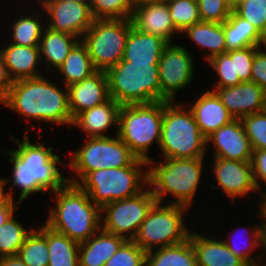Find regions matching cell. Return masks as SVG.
I'll list each match as a JSON object with an SVG mask.
<instances>
[{"mask_svg": "<svg viewBox=\"0 0 266 266\" xmlns=\"http://www.w3.org/2000/svg\"><path fill=\"white\" fill-rule=\"evenodd\" d=\"M19 203H15L10 198H7L0 204V227L14 214L15 209L18 208Z\"/></svg>", "mask_w": 266, "mask_h": 266, "instance_id": "obj_47", "label": "cell"}, {"mask_svg": "<svg viewBox=\"0 0 266 266\" xmlns=\"http://www.w3.org/2000/svg\"><path fill=\"white\" fill-rule=\"evenodd\" d=\"M57 70L62 76L64 75L65 80L63 82L65 87L81 82L97 71L82 40L72 48L63 64Z\"/></svg>", "mask_w": 266, "mask_h": 266, "instance_id": "obj_29", "label": "cell"}, {"mask_svg": "<svg viewBox=\"0 0 266 266\" xmlns=\"http://www.w3.org/2000/svg\"><path fill=\"white\" fill-rule=\"evenodd\" d=\"M106 75L110 97L120 105L161 101L158 64L120 60Z\"/></svg>", "mask_w": 266, "mask_h": 266, "instance_id": "obj_7", "label": "cell"}, {"mask_svg": "<svg viewBox=\"0 0 266 266\" xmlns=\"http://www.w3.org/2000/svg\"><path fill=\"white\" fill-rule=\"evenodd\" d=\"M98 232L79 244V266H104L127 240L102 228Z\"/></svg>", "mask_w": 266, "mask_h": 266, "instance_id": "obj_24", "label": "cell"}, {"mask_svg": "<svg viewBox=\"0 0 266 266\" xmlns=\"http://www.w3.org/2000/svg\"><path fill=\"white\" fill-rule=\"evenodd\" d=\"M109 86L106 72L96 71L81 82L68 87L69 109L74 119L79 113L109 100Z\"/></svg>", "mask_w": 266, "mask_h": 266, "instance_id": "obj_19", "label": "cell"}, {"mask_svg": "<svg viewBox=\"0 0 266 266\" xmlns=\"http://www.w3.org/2000/svg\"><path fill=\"white\" fill-rule=\"evenodd\" d=\"M253 150L266 149V109L241 119Z\"/></svg>", "mask_w": 266, "mask_h": 266, "instance_id": "obj_39", "label": "cell"}, {"mask_svg": "<svg viewBox=\"0 0 266 266\" xmlns=\"http://www.w3.org/2000/svg\"><path fill=\"white\" fill-rule=\"evenodd\" d=\"M13 80L10 78L2 54L0 53V104L6 101Z\"/></svg>", "mask_w": 266, "mask_h": 266, "instance_id": "obj_46", "label": "cell"}, {"mask_svg": "<svg viewBox=\"0 0 266 266\" xmlns=\"http://www.w3.org/2000/svg\"><path fill=\"white\" fill-rule=\"evenodd\" d=\"M260 47L262 46H251L226 52L231 59H234L235 78H239L242 82L250 81L254 56Z\"/></svg>", "mask_w": 266, "mask_h": 266, "instance_id": "obj_42", "label": "cell"}, {"mask_svg": "<svg viewBox=\"0 0 266 266\" xmlns=\"http://www.w3.org/2000/svg\"><path fill=\"white\" fill-rule=\"evenodd\" d=\"M168 44L160 36L139 32L131 27L122 60L132 63L159 64L163 50Z\"/></svg>", "mask_w": 266, "mask_h": 266, "instance_id": "obj_22", "label": "cell"}, {"mask_svg": "<svg viewBox=\"0 0 266 266\" xmlns=\"http://www.w3.org/2000/svg\"><path fill=\"white\" fill-rule=\"evenodd\" d=\"M49 16L46 26L51 30L82 37L93 24L89 1L40 0Z\"/></svg>", "mask_w": 266, "mask_h": 266, "instance_id": "obj_14", "label": "cell"}, {"mask_svg": "<svg viewBox=\"0 0 266 266\" xmlns=\"http://www.w3.org/2000/svg\"><path fill=\"white\" fill-rule=\"evenodd\" d=\"M10 78L15 80L42 76L36 67L41 63L40 48L10 43L0 50Z\"/></svg>", "mask_w": 266, "mask_h": 266, "instance_id": "obj_25", "label": "cell"}, {"mask_svg": "<svg viewBox=\"0 0 266 266\" xmlns=\"http://www.w3.org/2000/svg\"><path fill=\"white\" fill-rule=\"evenodd\" d=\"M130 19H94L81 40L97 71L106 72L122 60Z\"/></svg>", "mask_w": 266, "mask_h": 266, "instance_id": "obj_11", "label": "cell"}, {"mask_svg": "<svg viewBox=\"0 0 266 266\" xmlns=\"http://www.w3.org/2000/svg\"><path fill=\"white\" fill-rule=\"evenodd\" d=\"M200 19L203 22L223 23L233 7L226 0H197Z\"/></svg>", "mask_w": 266, "mask_h": 266, "instance_id": "obj_41", "label": "cell"}, {"mask_svg": "<svg viewBox=\"0 0 266 266\" xmlns=\"http://www.w3.org/2000/svg\"><path fill=\"white\" fill-rule=\"evenodd\" d=\"M251 230H249V232L251 233V236L253 237H249L251 238L250 240L248 239L246 243V246L248 247H243L240 248L239 245H235V242L232 243V241H230L228 239L227 240H223V242L225 243V245L230 249V251L238 258H240L247 266H256V261L255 259H252V255L250 256L249 253H253V248H259V235H260V231H261V224H257L253 227L250 228ZM248 238V237H247ZM238 240V239H237ZM246 241V240H245ZM249 241V242H248ZM245 243V242H244ZM246 248V249H245Z\"/></svg>", "mask_w": 266, "mask_h": 266, "instance_id": "obj_43", "label": "cell"}, {"mask_svg": "<svg viewBox=\"0 0 266 266\" xmlns=\"http://www.w3.org/2000/svg\"><path fill=\"white\" fill-rule=\"evenodd\" d=\"M207 61L219 77L214 88L235 86L242 82L239 78H235L234 59H231L227 53L218 54Z\"/></svg>", "mask_w": 266, "mask_h": 266, "instance_id": "obj_40", "label": "cell"}, {"mask_svg": "<svg viewBox=\"0 0 266 266\" xmlns=\"http://www.w3.org/2000/svg\"><path fill=\"white\" fill-rule=\"evenodd\" d=\"M214 146V157L250 162L253 148L241 119H234L206 138Z\"/></svg>", "mask_w": 266, "mask_h": 266, "instance_id": "obj_18", "label": "cell"}, {"mask_svg": "<svg viewBox=\"0 0 266 266\" xmlns=\"http://www.w3.org/2000/svg\"><path fill=\"white\" fill-rule=\"evenodd\" d=\"M212 171L223 192L232 200L243 198L250 192L258 189L254 183L253 171L250 162L222 159L214 157ZM256 190V191H255Z\"/></svg>", "mask_w": 266, "mask_h": 266, "instance_id": "obj_16", "label": "cell"}, {"mask_svg": "<svg viewBox=\"0 0 266 266\" xmlns=\"http://www.w3.org/2000/svg\"><path fill=\"white\" fill-rule=\"evenodd\" d=\"M32 232L15 219L14 214L0 227V258L17 255L26 237Z\"/></svg>", "mask_w": 266, "mask_h": 266, "instance_id": "obj_34", "label": "cell"}, {"mask_svg": "<svg viewBox=\"0 0 266 266\" xmlns=\"http://www.w3.org/2000/svg\"><path fill=\"white\" fill-rule=\"evenodd\" d=\"M159 147L167 159L205 157L206 147H209L206 137L195 122L192 111L184 103L164 101Z\"/></svg>", "mask_w": 266, "mask_h": 266, "instance_id": "obj_4", "label": "cell"}, {"mask_svg": "<svg viewBox=\"0 0 266 266\" xmlns=\"http://www.w3.org/2000/svg\"><path fill=\"white\" fill-rule=\"evenodd\" d=\"M48 266H79V243L47 226Z\"/></svg>", "mask_w": 266, "mask_h": 266, "instance_id": "obj_31", "label": "cell"}, {"mask_svg": "<svg viewBox=\"0 0 266 266\" xmlns=\"http://www.w3.org/2000/svg\"><path fill=\"white\" fill-rule=\"evenodd\" d=\"M23 137V142L11 137L18 148L6 152L10 156V163L13 164V185L10 189L16 186L21 190L16 201L19 204L32 193L45 194L49 190L55 193L68 182V178L63 177L57 168L61 158L53 154L52 147L46 148L44 143L31 144L27 135Z\"/></svg>", "mask_w": 266, "mask_h": 266, "instance_id": "obj_1", "label": "cell"}, {"mask_svg": "<svg viewBox=\"0 0 266 266\" xmlns=\"http://www.w3.org/2000/svg\"><path fill=\"white\" fill-rule=\"evenodd\" d=\"M232 7H234L240 0H226Z\"/></svg>", "mask_w": 266, "mask_h": 266, "instance_id": "obj_53", "label": "cell"}, {"mask_svg": "<svg viewBox=\"0 0 266 266\" xmlns=\"http://www.w3.org/2000/svg\"><path fill=\"white\" fill-rule=\"evenodd\" d=\"M80 40L81 38L77 36L57 32L45 26L39 48L41 61L45 59L43 61L47 62L45 64L46 69L48 70L52 66V69L57 70Z\"/></svg>", "mask_w": 266, "mask_h": 266, "instance_id": "obj_26", "label": "cell"}, {"mask_svg": "<svg viewBox=\"0 0 266 266\" xmlns=\"http://www.w3.org/2000/svg\"><path fill=\"white\" fill-rule=\"evenodd\" d=\"M187 208L171 203L162 206V203L156 202L133 241L146 252L155 246L161 248L185 242L190 234L183 221V213Z\"/></svg>", "mask_w": 266, "mask_h": 266, "instance_id": "obj_9", "label": "cell"}, {"mask_svg": "<svg viewBox=\"0 0 266 266\" xmlns=\"http://www.w3.org/2000/svg\"><path fill=\"white\" fill-rule=\"evenodd\" d=\"M198 266H247L236 257L223 240H215L199 233L190 232Z\"/></svg>", "mask_w": 266, "mask_h": 266, "instance_id": "obj_23", "label": "cell"}, {"mask_svg": "<svg viewBox=\"0 0 266 266\" xmlns=\"http://www.w3.org/2000/svg\"><path fill=\"white\" fill-rule=\"evenodd\" d=\"M146 254L133 240H126L104 266H145Z\"/></svg>", "mask_w": 266, "mask_h": 266, "instance_id": "obj_38", "label": "cell"}, {"mask_svg": "<svg viewBox=\"0 0 266 266\" xmlns=\"http://www.w3.org/2000/svg\"><path fill=\"white\" fill-rule=\"evenodd\" d=\"M164 159L165 162L160 163L152 159L148 162L151 168L148 169V185L156 201L161 203L166 194H171L176 198L171 204L191 207L202 176L204 157Z\"/></svg>", "mask_w": 266, "mask_h": 266, "instance_id": "obj_5", "label": "cell"}, {"mask_svg": "<svg viewBox=\"0 0 266 266\" xmlns=\"http://www.w3.org/2000/svg\"><path fill=\"white\" fill-rule=\"evenodd\" d=\"M130 20L137 31L160 36L168 43H173V36L178 32L170 17L166 0L134 5Z\"/></svg>", "mask_w": 266, "mask_h": 266, "instance_id": "obj_17", "label": "cell"}, {"mask_svg": "<svg viewBox=\"0 0 266 266\" xmlns=\"http://www.w3.org/2000/svg\"><path fill=\"white\" fill-rule=\"evenodd\" d=\"M0 266H27V265L18 255H14V256L1 257Z\"/></svg>", "mask_w": 266, "mask_h": 266, "instance_id": "obj_48", "label": "cell"}, {"mask_svg": "<svg viewBox=\"0 0 266 266\" xmlns=\"http://www.w3.org/2000/svg\"><path fill=\"white\" fill-rule=\"evenodd\" d=\"M262 46L265 48L266 50V33L263 35V43Z\"/></svg>", "mask_w": 266, "mask_h": 266, "instance_id": "obj_54", "label": "cell"}, {"mask_svg": "<svg viewBox=\"0 0 266 266\" xmlns=\"http://www.w3.org/2000/svg\"><path fill=\"white\" fill-rule=\"evenodd\" d=\"M189 53L185 47L174 43L163 50L158 64L161 101H174L176 92L193 80L194 63Z\"/></svg>", "mask_w": 266, "mask_h": 266, "instance_id": "obj_13", "label": "cell"}, {"mask_svg": "<svg viewBox=\"0 0 266 266\" xmlns=\"http://www.w3.org/2000/svg\"><path fill=\"white\" fill-rule=\"evenodd\" d=\"M151 188H144L138 195L110 202L101 208V228L109 233L133 240L148 212L156 203ZM103 215H106L103 217ZM125 233H127L125 235Z\"/></svg>", "mask_w": 266, "mask_h": 266, "instance_id": "obj_12", "label": "cell"}, {"mask_svg": "<svg viewBox=\"0 0 266 266\" xmlns=\"http://www.w3.org/2000/svg\"><path fill=\"white\" fill-rule=\"evenodd\" d=\"M27 266H48L47 225L32 230L17 254Z\"/></svg>", "mask_w": 266, "mask_h": 266, "instance_id": "obj_32", "label": "cell"}, {"mask_svg": "<svg viewBox=\"0 0 266 266\" xmlns=\"http://www.w3.org/2000/svg\"><path fill=\"white\" fill-rule=\"evenodd\" d=\"M70 1H89V0H70Z\"/></svg>", "mask_w": 266, "mask_h": 266, "instance_id": "obj_55", "label": "cell"}, {"mask_svg": "<svg viewBox=\"0 0 266 266\" xmlns=\"http://www.w3.org/2000/svg\"><path fill=\"white\" fill-rule=\"evenodd\" d=\"M250 81L256 83L266 92V50L260 47L254 56Z\"/></svg>", "mask_w": 266, "mask_h": 266, "instance_id": "obj_44", "label": "cell"}, {"mask_svg": "<svg viewBox=\"0 0 266 266\" xmlns=\"http://www.w3.org/2000/svg\"><path fill=\"white\" fill-rule=\"evenodd\" d=\"M41 15L20 16L15 20L12 27V43L18 46L39 47L40 39L45 28L41 24ZM40 20V21H39ZM44 26V27H43Z\"/></svg>", "mask_w": 266, "mask_h": 266, "instance_id": "obj_33", "label": "cell"}, {"mask_svg": "<svg viewBox=\"0 0 266 266\" xmlns=\"http://www.w3.org/2000/svg\"><path fill=\"white\" fill-rule=\"evenodd\" d=\"M55 195L56 207L45 222L49 228L79 244L101 229V207L78 184L67 182Z\"/></svg>", "mask_w": 266, "mask_h": 266, "instance_id": "obj_3", "label": "cell"}, {"mask_svg": "<svg viewBox=\"0 0 266 266\" xmlns=\"http://www.w3.org/2000/svg\"><path fill=\"white\" fill-rule=\"evenodd\" d=\"M60 88L45 76L15 80L3 106L27 119L72 126L68 87Z\"/></svg>", "mask_w": 266, "mask_h": 266, "instance_id": "obj_2", "label": "cell"}, {"mask_svg": "<svg viewBox=\"0 0 266 266\" xmlns=\"http://www.w3.org/2000/svg\"><path fill=\"white\" fill-rule=\"evenodd\" d=\"M146 266H198V263L191 241L187 239L177 245L148 251Z\"/></svg>", "mask_w": 266, "mask_h": 266, "instance_id": "obj_30", "label": "cell"}, {"mask_svg": "<svg viewBox=\"0 0 266 266\" xmlns=\"http://www.w3.org/2000/svg\"><path fill=\"white\" fill-rule=\"evenodd\" d=\"M11 179H4V178H0V204L2 202H4L7 198H10L11 200H13V196L12 193L8 190V192L6 193L5 191V184L9 183Z\"/></svg>", "mask_w": 266, "mask_h": 266, "instance_id": "obj_50", "label": "cell"}, {"mask_svg": "<svg viewBox=\"0 0 266 266\" xmlns=\"http://www.w3.org/2000/svg\"><path fill=\"white\" fill-rule=\"evenodd\" d=\"M120 108L121 105L110 98L100 105L79 113L73 119L72 125L84 131L88 138L107 137L102 132L107 131L112 125L118 133Z\"/></svg>", "mask_w": 266, "mask_h": 266, "instance_id": "obj_21", "label": "cell"}, {"mask_svg": "<svg viewBox=\"0 0 266 266\" xmlns=\"http://www.w3.org/2000/svg\"><path fill=\"white\" fill-rule=\"evenodd\" d=\"M183 33L202 49L209 51L205 54L206 60L227 52L223 23L201 21L186 28Z\"/></svg>", "mask_w": 266, "mask_h": 266, "instance_id": "obj_28", "label": "cell"}, {"mask_svg": "<svg viewBox=\"0 0 266 266\" xmlns=\"http://www.w3.org/2000/svg\"><path fill=\"white\" fill-rule=\"evenodd\" d=\"M259 245H261L263 248H262V252L263 254H259L256 258V266H266V264H262L261 260L263 259V256L265 258L266 256V228H261V231H260V235H259ZM265 254V255H264ZM262 255V256H261ZM259 257V258H258Z\"/></svg>", "mask_w": 266, "mask_h": 266, "instance_id": "obj_49", "label": "cell"}, {"mask_svg": "<svg viewBox=\"0 0 266 266\" xmlns=\"http://www.w3.org/2000/svg\"><path fill=\"white\" fill-rule=\"evenodd\" d=\"M251 167L253 171L254 183L260 189L259 181L266 185V149L253 150L251 157Z\"/></svg>", "mask_w": 266, "mask_h": 266, "instance_id": "obj_45", "label": "cell"}, {"mask_svg": "<svg viewBox=\"0 0 266 266\" xmlns=\"http://www.w3.org/2000/svg\"><path fill=\"white\" fill-rule=\"evenodd\" d=\"M146 166L148 167L147 161L136 158L126 167L89 172L78 185L96 205L102 208L105 204L130 198L142 192V188L148 185ZM145 167L146 169H143Z\"/></svg>", "mask_w": 266, "mask_h": 266, "instance_id": "obj_6", "label": "cell"}, {"mask_svg": "<svg viewBox=\"0 0 266 266\" xmlns=\"http://www.w3.org/2000/svg\"><path fill=\"white\" fill-rule=\"evenodd\" d=\"M266 193V192H265ZM263 194L262 199L259 200V207L261 206L260 210H259V216L262 217L263 219V223H261V228H266V194Z\"/></svg>", "mask_w": 266, "mask_h": 266, "instance_id": "obj_51", "label": "cell"}, {"mask_svg": "<svg viewBox=\"0 0 266 266\" xmlns=\"http://www.w3.org/2000/svg\"><path fill=\"white\" fill-rule=\"evenodd\" d=\"M232 10L262 35L266 33V0H240Z\"/></svg>", "mask_w": 266, "mask_h": 266, "instance_id": "obj_37", "label": "cell"}, {"mask_svg": "<svg viewBox=\"0 0 266 266\" xmlns=\"http://www.w3.org/2000/svg\"><path fill=\"white\" fill-rule=\"evenodd\" d=\"M212 91L218 95L234 119H242L266 109V92L252 81L225 88H213Z\"/></svg>", "mask_w": 266, "mask_h": 266, "instance_id": "obj_15", "label": "cell"}, {"mask_svg": "<svg viewBox=\"0 0 266 266\" xmlns=\"http://www.w3.org/2000/svg\"><path fill=\"white\" fill-rule=\"evenodd\" d=\"M191 105L189 109L192 111L195 122L206 138L214 131L234 120L218 95L212 90L202 93Z\"/></svg>", "mask_w": 266, "mask_h": 266, "instance_id": "obj_20", "label": "cell"}, {"mask_svg": "<svg viewBox=\"0 0 266 266\" xmlns=\"http://www.w3.org/2000/svg\"><path fill=\"white\" fill-rule=\"evenodd\" d=\"M170 17L178 33L201 22L197 0H166Z\"/></svg>", "mask_w": 266, "mask_h": 266, "instance_id": "obj_35", "label": "cell"}, {"mask_svg": "<svg viewBox=\"0 0 266 266\" xmlns=\"http://www.w3.org/2000/svg\"><path fill=\"white\" fill-rule=\"evenodd\" d=\"M131 3L134 5H137L139 3H142V2H147V1H162V0H130Z\"/></svg>", "mask_w": 266, "mask_h": 266, "instance_id": "obj_52", "label": "cell"}, {"mask_svg": "<svg viewBox=\"0 0 266 266\" xmlns=\"http://www.w3.org/2000/svg\"><path fill=\"white\" fill-rule=\"evenodd\" d=\"M116 137H93L71 157L70 170L79 177H68V182L78 184L89 172L105 168H122L129 166L137 157L129 147ZM80 180V181H79Z\"/></svg>", "mask_w": 266, "mask_h": 266, "instance_id": "obj_10", "label": "cell"}, {"mask_svg": "<svg viewBox=\"0 0 266 266\" xmlns=\"http://www.w3.org/2000/svg\"><path fill=\"white\" fill-rule=\"evenodd\" d=\"M94 19H130L133 4L130 0H89Z\"/></svg>", "mask_w": 266, "mask_h": 266, "instance_id": "obj_36", "label": "cell"}, {"mask_svg": "<svg viewBox=\"0 0 266 266\" xmlns=\"http://www.w3.org/2000/svg\"><path fill=\"white\" fill-rule=\"evenodd\" d=\"M163 111L164 101L121 105L117 135L137 158L149 162L151 145L159 146Z\"/></svg>", "mask_w": 266, "mask_h": 266, "instance_id": "obj_8", "label": "cell"}, {"mask_svg": "<svg viewBox=\"0 0 266 266\" xmlns=\"http://www.w3.org/2000/svg\"><path fill=\"white\" fill-rule=\"evenodd\" d=\"M223 29L227 52L245 47L262 46L263 35L233 10L228 19L223 22Z\"/></svg>", "mask_w": 266, "mask_h": 266, "instance_id": "obj_27", "label": "cell"}]
</instances>
